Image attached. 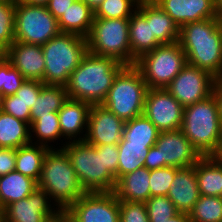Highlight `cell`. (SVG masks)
I'll return each mask as SVG.
<instances>
[{"label":"cell","instance_id":"cell-18","mask_svg":"<svg viewBox=\"0 0 222 222\" xmlns=\"http://www.w3.org/2000/svg\"><path fill=\"white\" fill-rule=\"evenodd\" d=\"M178 25L219 17L214 0H154Z\"/></svg>","mask_w":222,"mask_h":222},{"label":"cell","instance_id":"cell-27","mask_svg":"<svg viewBox=\"0 0 222 222\" xmlns=\"http://www.w3.org/2000/svg\"><path fill=\"white\" fill-rule=\"evenodd\" d=\"M30 125L0 109V148L18 149L30 144Z\"/></svg>","mask_w":222,"mask_h":222},{"label":"cell","instance_id":"cell-37","mask_svg":"<svg viewBox=\"0 0 222 222\" xmlns=\"http://www.w3.org/2000/svg\"><path fill=\"white\" fill-rule=\"evenodd\" d=\"M145 205L150 222H164L179 213L167 196L150 197Z\"/></svg>","mask_w":222,"mask_h":222},{"label":"cell","instance_id":"cell-24","mask_svg":"<svg viewBox=\"0 0 222 222\" xmlns=\"http://www.w3.org/2000/svg\"><path fill=\"white\" fill-rule=\"evenodd\" d=\"M94 20V11L82 0H75L58 19L60 32L87 38Z\"/></svg>","mask_w":222,"mask_h":222},{"label":"cell","instance_id":"cell-21","mask_svg":"<svg viewBox=\"0 0 222 222\" xmlns=\"http://www.w3.org/2000/svg\"><path fill=\"white\" fill-rule=\"evenodd\" d=\"M129 40L132 54V65H135L142 55L151 52L161 44L152 35L151 19L137 7L129 18Z\"/></svg>","mask_w":222,"mask_h":222},{"label":"cell","instance_id":"cell-33","mask_svg":"<svg viewBox=\"0 0 222 222\" xmlns=\"http://www.w3.org/2000/svg\"><path fill=\"white\" fill-rule=\"evenodd\" d=\"M189 217L192 222H222V197L200 195Z\"/></svg>","mask_w":222,"mask_h":222},{"label":"cell","instance_id":"cell-1","mask_svg":"<svg viewBox=\"0 0 222 222\" xmlns=\"http://www.w3.org/2000/svg\"><path fill=\"white\" fill-rule=\"evenodd\" d=\"M178 43L186 55L187 64L222 79L221 17L183 25Z\"/></svg>","mask_w":222,"mask_h":222},{"label":"cell","instance_id":"cell-4","mask_svg":"<svg viewBox=\"0 0 222 222\" xmlns=\"http://www.w3.org/2000/svg\"><path fill=\"white\" fill-rule=\"evenodd\" d=\"M37 186L49 195L52 202L54 200L53 205L60 210L67 209L86 193L68 155L58 147L45 154Z\"/></svg>","mask_w":222,"mask_h":222},{"label":"cell","instance_id":"cell-35","mask_svg":"<svg viewBox=\"0 0 222 222\" xmlns=\"http://www.w3.org/2000/svg\"><path fill=\"white\" fill-rule=\"evenodd\" d=\"M15 1H0V49L4 52L14 42Z\"/></svg>","mask_w":222,"mask_h":222},{"label":"cell","instance_id":"cell-3","mask_svg":"<svg viewBox=\"0 0 222 222\" xmlns=\"http://www.w3.org/2000/svg\"><path fill=\"white\" fill-rule=\"evenodd\" d=\"M180 129L202 157L217 154L222 139V125L213 93L183 108Z\"/></svg>","mask_w":222,"mask_h":222},{"label":"cell","instance_id":"cell-43","mask_svg":"<svg viewBox=\"0 0 222 222\" xmlns=\"http://www.w3.org/2000/svg\"><path fill=\"white\" fill-rule=\"evenodd\" d=\"M16 149H0V176L15 171Z\"/></svg>","mask_w":222,"mask_h":222},{"label":"cell","instance_id":"cell-55","mask_svg":"<svg viewBox=\"0 0 222 222\" xmlns=\"http://www.w3.org/2000/svg\"><path fill=\"white\" fill-rule=\"evenodd\" d=\"M0 222H2V217H1V210H0Z\"/></svg>","mask_w":222,"mask_h":222},{"label":"cell","instance_id":"cell-38","mask_svg":"<svg viewBox=\"0 0 222 222\" xmlns=\"http://www.w3.org/2000/svg\"><path fill=\"white\" fill-rule=\"evenodd\" d=\"M178 169L177 167L167 166L150 170L149 188L151 197L167 196L170 184L173 182Z\"/></svg>","mask_w":222,"mask_h":222},{"label":"cell","instance_id":"cell-10","mask_svg":"<svg viewBox=\"0 0 222 222\" xmlns=\"http://www.w3.org/2000/svg\"><path fill=\"white\" fill-rule=\"evenodd\" d=\"M202 156L181 129L159 132L154 146L149 148L144 167L149 170L173 166H194Z\"/></svg>","mask_w":222,"mask_h":222},{"label":"cell","instance_id":"cell-11","mask_svg":"<svg viewBox=\"0 0 222 222\" xmlns=\"http://www.w3.org/2000/svg\"><path fill=\"white\" fill-rule=\"evenodd\" d=\"M59 33L58 20L46 6L15 2L14 41L44 45Z\"/></svg>","mask_w":222,"mask_h":222},{"label":"cell","instance_id":"cell-53","mask_svg":"<svg viewBox=\"0 0 222 222\" xmlns=\"http://www.w3.org/2000/svg\"><path fill=\"white\" fill-rule=\"evenodd\" d=\"M4 56H5V52L2 49H0V59H2Z\"/></svg>","mask_w":222,"mask_h":222},{"label":"cell","instance_id":"cell-30","mask_svg":"<svg viewBox=\"0 0 222 222\" xmlns=\"http://www.w3.org/2000/svg\"><path fill=\"white\" fill-rule=\"evenodd\" d=\"M159 132L157 127L141 114L124 123L122 140H127L128 144L155 145Z\"/></svg>","mask_w":222,"mask_h":222},{"label":"cell","instance_id":"cell-6","mask_svg":"<svg viewBox=\"0 0 222 222\" xmlns=\"http://www.w3.org/2000/svg\"><path fill=\"white\" fill-rule=\"evenodd\" d=\"M61 145L60 149L68 155L85 192H114L117 181L104 167L103 150L85 141H70Z\"/></svg>","mask_w":222,"mask_h":222},{"label":"cell","instance_id":"cell-26","mask_svg":"<svg viewBox=\"0 0 222 222\" xmlns=\"http://www.w3.org/2000/svg\"><path fill=\"white\" fill-rule=\"evenodd\" d=\"M36 188L38 186L34 179L17 171L0 176V210L12 202L28 197Z\"/></svg>","mask_w":222,"mask_h":222},{"label":"cell","instance_id":"cell-7","mask_svg":"<svg viewBox=\"0 0 222 222\" xmlns=\"http://www.w3.org/2000/svg\"><path fill=\"white\" fill-rule=\"evenodd\" d=\"M148 86L135 65H125L116 75L102 105L124 122L143 114Z\"/></svg>","mask_w":222,"mask_h":222},{"label":"cell","instance_id":"cell-5","mask_svg":"<svg viewBox=\"0 0 222 222\" xmlns=\"http://www.w3.org/2000/svg\"><path fill=\"white\" fill-rule=\"evenodd\" d=\"M45 58V85H63L88 52L87 38L60 32L42 45Z\"/></svg>","mask_w":222,"mask_h":222},{"label":"cell","instance_id":"cell-39","mask_svg":"<svg viewBox=\"0 0 222 222\" xmlns=\"http://www.w3.org/2000/svg\"><path fill=\"white\" fill-rule=\"evenodd\" d=\"M119 222H150L145 202L119 200Z\"/></svg>","mask_w":222,"mask_h":222},{"label":"cell","instance_id":"cell-25","mask_svg":"<svg viewBox=\"0 0 222 222\" xmlns=\"http://www.w3.org/2000/svg\"><path fill=\"white\" fill-rule=\"evenodd\" d=\"M196 178L200 195L222 197V160L201 157L196 163Z\"/></svg>","mask_w":222,"mask_h":222},{"label":"cell","instance_id":"cell-28","mask_svg":"<svg viewBox=\"0 0 222 222\" xmlns=\"http://www.w3.org/2000/svg\"><path fill=\"white\" fill-rule=\"evenodd\" d=\"M50 148L30 143L16 149L15 171L38 182L45 154Z\"/></svg>","mask_w":222,"mask_h":222},{"label":"cell","instance_id":"cell-22","mask_svg":"<svg viewBox=\"0 0 222 222\" xmlns=\"http://www.w3.org/2000/svg\"><path fill=\"white\" fill-rule=\"evenodd\" d=\"M151 19L152 35L162 44H173L179 40L180 28L172 18L154 1H141L137 6Z\"/></svg>","mask_w":222,"mask_h":222},{"label":"cell","instance_id":"cell-15","mask_svg":"<svg viewBox=\"0 0 222 222\" xmlns=\"http://www.w3.org/2000/svg\"><path fill=\"white\" fill-rule=\"evenodd\" d=\"M183 106L166 90L148 88L143 114L162 131L181 128Z\"/></svg>","mask_w":222,"mask_h":222},{"label":"cell","instance_id":"cell-41","mask_svg":"<svg viewBox=\"0 0 222 222\" xmlns=\"http://www.w3.org/2000/svg\"><path fill=\"white\" fill-rule=\"evenodd\" d=\"M45 84L42 81L37 80H25L18 91L14 94L21 101H23L27 107L31 110L32 106L35 104L41 88Z\"/></svg>","mask_w":222,"mask_h":222},{"label":"cell","instance_id":"cell-29","mask_svg":"<svg viewBox=\"0 0 222 222\" xmlns=\"http://www.w3.org/2000/svg\"><path fill=\"white\" fill-rule=\"evenodd\" d=\"M67 99L68 94L65 86L44 85L31 108V124L42 116L57 113Z\"/></svg>","mask_w":222,"mask_h":222},{"label":"cell","instance_id":"cell-32","mask_svg":"<svg viewBox=\"0 0 222 222\" xmlns=\"http://www.w3.org/2000/svg\"><path fill=\"white\" fill-rule=\"evenodd\" d=\"M30 133H33L30 134L31 143L34 141L33 138H36V142L34 141V144L53 149L52 145L49 146L50 142L54 143V141L63 138L61 137L62 133L58 113H50L49 115L36 119L30 125Z\"/></svg>","mask_w":222,"mask_h":222},{"label":"cell","instance_id":"cell-14","mask_svg":"<svg viewBox=\"0 0 222 222\" xmlns=\"http://www.w3.org/2000/svg\"><path fill=\"white\" fill-rule=\"evenodd\" d=\"M50 202L49 195L36 188L28 197L7 205L1 211L2 222H50L61 211Z\"/></svg>","mask_w":222,"mask_h":222},{"label":"cell","instance_id":"cell-12","mask_svg":"<svg viewBox=\"0 0 222 222\" xmlns=\"http://www.w3.org/2000/svg\"><path fill=\"white\" fill-rule=\"evenodd\" d=\"M215 81L208 71L187 64L165 89L186 107L210 96Z\"/></svg>","mask_w":222,"mask_h":222},{"label":"cell","instance_id":"cell-51","mask_svg":"<svg viewBox=\"0 0 222 222\" xmlns=\"http://www.w3.org/2000/svg\"><path fill=\"white\" fill-rule=\"evenodd\" d=\"M215 157L219 160H222V139H221L219 150L217 151V154L215 155Z\"/></svg>","mask_w":222,"mask_h":222},{"label":"cell","instance_id":"cell-13","mask_svg":"<svg viewBox=\"0 0 222 222\" xmlns=\"http://www.w3.org/2000/svg\"><path fill=\"white\" fill-rule=\"evenodd\" d=\"M78 222H119V200L114 192H86L66 209Z\"/></svg>","mask_w":222,"mask_h":222},{"label":"cell","instance_id":"cell-9","mask_svg":"<svg viewBox=\"0 0 222 222\" xmlns=\"http://www.w3.org/2000/svg\"><path fill=\"white\" fill-rule=\"evenodd\" d=\"M186 65V55L178 42L162 44L135 62L148 88L160 89H165Z\"/></svg>","mask_w":222,"mask_h":222},{"label":"cell","instance_id":"cell-40","mask_svg":"<svg viewBox=\"0 0 222 222\" xmlns=\"http://www.w3.org/2000/svg\"><path fill=\"white\" fill-rule=\"evenodd\" d=\"M0 109L31 125V110L14 94L0 98Z\"/></svg>","mask_w":222,"mask_h":222},{"label":"cell","instance_id":"cell-52","mask_svg":"<svg viewBox=\"0 0 222 222\" xmlns=\"http://www.w3.org/2000/svg\"><path fill=\"white\" fill-rule=\"evenodd\" d=\"M50 222H62V219L60 216H58L57 218L51 220Z\"/></svg>","mask_w":222,"mask_h":222},{"label":"cell","instance_id":"cell-50","mask_svg":"<svg viewBox=\"0 0 222 222\" xmlns=\"http://www.w3.org/2000/svg\"><path fill=\"white\" fill-rule=\"evenodd\" d=\"M214 3L218 16L222 18V0H214Z\"/></svg>","mask_w":222,"mask_h":222},{"label":"cell","instance_id":"cell-23","mask_svg":"<svg viewBox=\"0 0 222 222\" xmlns=\"http://www.w3.org/2000/svg\"><path fill=\"white\" fill-rule=\"evenodd\" d=\"M150 170L138 168L121 176L114 189L118 200L146 202L150 197Z\"/></svg>","mask_w":222,"mask_h":222},{"label":"cell","instance_id":"cell-8","mask_svg":"<svg viewBox=\"0 0 222 222\" xmlns=\"http://www.w3.org/2000/svg\"><path fill=\"white\" fill-rule=\"evenodd\" d=\"M88 51L132 65L129 40V19L94 18L87 37Z\"/></svg>","mask_w":222,"mask_h":222},{"label":"cell","instance_id":"cell-34","mask_svg":"<svg viewBox=\"0 0 222 222\" xmlns=\"http://www.w3.org/2000/svg\"><path fill=\"white\" fill-rule=\"evenodd\" d=\"M138 0H104L94 12V18L129 19L137 9Z\"/></svg>","mask_w":222,"mask_h":222},{"label":"cell","instance_id":"cell-17","mask_svg":"<svg viewBox=\"0 0 222 222\" xmlns=\"http://www.w3.org/2000/svg\"><path fill=\"white\" fill-rule=\"evenodd\" d=\"M5 57L26 80L43 82L45 58L42 45L14 41L5 51Z\"/></svg>","mask_w":222,"mask_h":222},{"label":"cell","instance_id":"cell-49","mask_svg":"<svg viewBox=\"0 0 222 222\" xmlns=\"http://www.w3.org/2000/svg\"><path fill=\"white\" fill-rule=\"evenodd\" d=\"M82 1H84L95 12L104 0H82Z\"/></svg>","mask_w":222,"mask_h":222},{"label":"cell","instance_id":"cell-47","mask_svg":"<svg viewBox=\"0 0 222 222\" xmlns=\"http://www.w3.org/2000/svg\"><path fill=\"white\" fill-rule=\"evenodd\" d=\"M62 222H78L66 209L60 211Z\"/></svg>","mask_w":222,"mask_h":222},{"label":"cell","instance_id":"cell-2","mask_svg":"<svg viewBox=\"0 0 222 222\" xmlns=\"http://www.w3.org/2000/svg\"><path fill=\"white\" fill-rule=\"evenodd\" d=\"M124 66L114 58L98 56L88 51L65 85L68 98L91 105L102 104L116 75Z\"/></svg>","mask_w":222,"mask_h":222},{"label":"cell","instance_id":"cell-20","mask_svg":"<svg viewBox=\"0 0 222 222\" xmlns=\"http://www.w3.org/2000/svg\"><path fill=\"white\" fill-rule=\"evenodd\" d=\"M199 196L196 164L187 168H179L170 184L167 197L173 202L179 213L189 214Z\"/></svg>","mask_w":222,"mask_h":222},{"label":"cell","instance_id":"cell-45","mask_svg":"<svg viewBox=\"0 0 222 222\" xmlns=\"http://www.w3.org/2000/svg\"><path fill=\"white\" fill-rule=\"evenodd\" d=\"M213 94L218 104L219 117L222 125V79H216L213 88Z\"/></svg>","mask_w":222,"mask_h":222},{"label":"cell","instance_id":"cell-48","mask_svg":"<svg viewBox=\"0 0 222 222\" xmlns=\"http://www.w3.org/2000/svg\"><path fill=\"white\" fill-rule=\"evenodd\" d=\"M49 0H15V2H22L25 4L47 6Z\"/></svg>","mask_w":222,"mask_h":222},{"label":"cell","instance_id":"cell-31","mask_svg":"<svg viewBox=\"0 0 222 222\" xmlns=\"http://www.w3.org/2000/svg\"><path fill=\"white\" fill-rule=\"evenodd\" d=\"M154 145L128 144L127 140H121L118 144V179L138 168L144 167L149 148Z\"/></svg>","mask_w":222,"mask_h":222},{"label":"cell","instance_id":"cell-36","mask_svg":"<svg viewBox=\"0 0 222 222\" xmlns=\"http://www.w3.org/2000/svg\"><path fill=\"white\" fill-rule=\"evenodd\" d=\"M25 80L5 56L0 59V98L15 94Z\"/></svg>","mask_w":222,"mask_h":222},{"label":"cell","instance_id":"cell-19","mask_svg":"<svg viewBox=\"0 0 222 222\" xmlns=\"http://www.w3.org/2000/svg\"><path fill=\"white\" fill-rule=\"evenodd\" d=\"M91 104L81 100L68 98L57 112L62 137L65 140L84 141ZM85 131H84V130ZM85 132V134H83ZM82 135V136H80ZM82 137V138H81Z\"/></svg>","mask_w":222,"mask_h":222},{"label":"cell","instance_id":"cell-42","mask_svg":"<svg viewBox=\"0 0 222 222\" xmlns=\"http://www.w3.org/2000/svg\"><path fill=\"white\" fill-rule=\"evenodd\" d=\"M98 150H103L104 167L118 180V145H97Z\"/></svg>","mask_w":222,"mask_h":222},{"label":"cell","instance_id":"cell-46","mask_svg":"<svg viewBox=\"0 0 222 222\" xmlns=\"http://www.w3.org/2000/svg\"><path fill=\"white\" fill-rule=\"evenodd\" d=\"M164 222H192L191 218L189 217V214L187 213H178L173 218H170L167 221Z\"/></svg>","mask_w":222,"mask_h":222},{"label":"cell","instance_id":"cell-44","mask_svg":"<svg viewBox=\"0 0 222 222\" xmlns=\"http://www.w3.org/2000/svg\"><path fill=\"white\" fill-rule=\"evenodd\" d=\"M75 0H49L48 11L58 20Z\"/></svg>","mask_w":222,"mask_h":222},{"label":"cell","instance_id":"cell-54","mask_svg":"<svg viewBox=\"0 0 222 222\" xmlns=\"http://www.w3.org/2000/svg\"><path fill=\"white\" fill-rule=\"evenodd\" d=\"M139 2H141V1H154V0H138Z\"/></svg>","mask_w":222,"mask_h":222},{"label":"cell","instance_id":"cell-16","mask_svg":"<svg viewBox=\"0 0 222 222\" xmlns=\"http://www.w3.org/2000/svg\"><path fill=\"white\" fill-rule=\"evenodd\" d=\"M124 121L102 104H93L88 116L84 141L90 145H118L122 140Z\"/></svg>","mask_w":222,"mask_h":222}]
</instances>
